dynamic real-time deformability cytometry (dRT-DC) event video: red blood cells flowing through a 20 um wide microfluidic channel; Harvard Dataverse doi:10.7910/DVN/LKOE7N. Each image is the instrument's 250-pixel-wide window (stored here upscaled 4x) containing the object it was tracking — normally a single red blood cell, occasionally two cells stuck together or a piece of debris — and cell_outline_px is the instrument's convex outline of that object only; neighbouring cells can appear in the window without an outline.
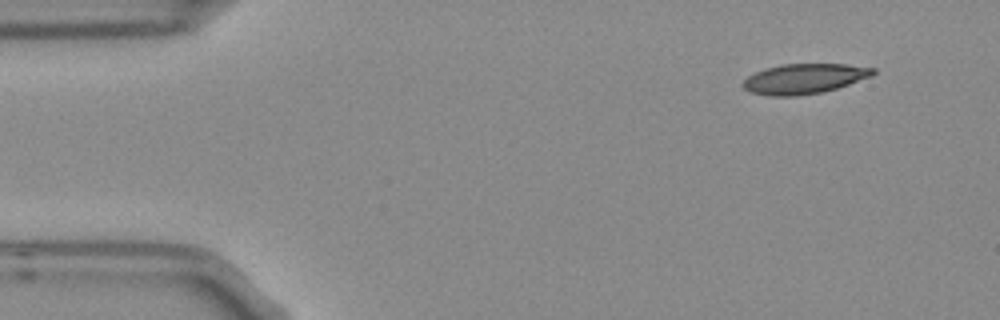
{"species": "Egyptian fruit bat (a non-hibernating species)", "species_latin": "Rousettus aegyptiacus", "temperature_condition": "room temperature", "stored_images_in_passage": 4, "camera_frame_rate_fps": 3000, "um_per_image_px": 0.085, "frame": {"image": 1, "passage_image": 1, "time_ms": 0.0, "image_size_px": [1000, 320], "cell_outline_px": [[876, 72], [872, 76], [836, 88], [820, 92], [796, 96], [772, 96], [748, 92], [740, 84], [748, 76], [764, 68], [780, 64], [844, 64], [876, 68]], "centroid_in_image_um": [68.32, 6.69], "position_along_channel_um": 16.7, "area_um2": 22.77}}
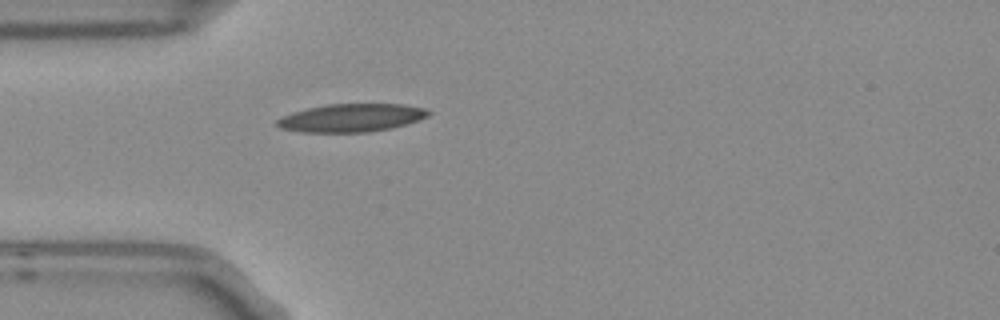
{"frame": {"image": 2, "passage_image": 4, "time_ms": 1.0, "image_size_px": [1000, 320], "cell_outline_px": [[432, 112], [428, 116], [420, 120], [392, 128], [368, 132], [300, 132], [280, 128], [276, 124], [276, 120], [292, 112], [308, 108], [328, 104], [404, 104], [424, 108]], "centroid_in_image_um": [29.89, 10.02], "position_along_channel_um": 55.1, "area_um2": 24.8}}